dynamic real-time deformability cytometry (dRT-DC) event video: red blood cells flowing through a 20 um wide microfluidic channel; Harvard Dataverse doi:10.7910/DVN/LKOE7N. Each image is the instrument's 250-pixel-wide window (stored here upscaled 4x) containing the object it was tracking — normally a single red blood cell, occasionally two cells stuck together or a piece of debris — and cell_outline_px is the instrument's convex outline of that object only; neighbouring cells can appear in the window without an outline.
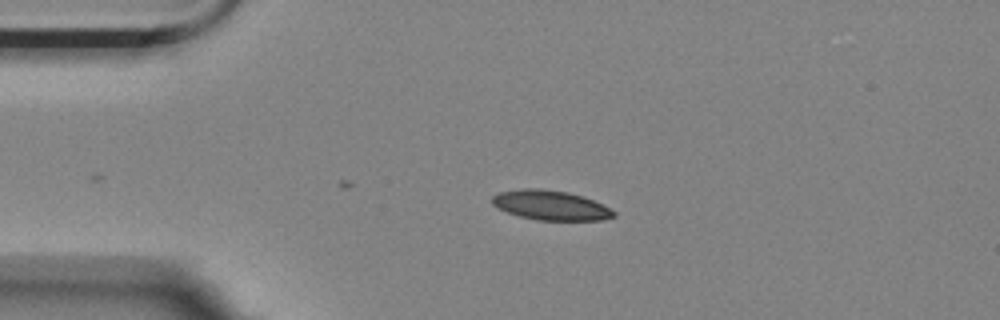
{"species": "Egyptian fruit bat (a non-hibernating species)", "species_latin": "Rousettus aegyptiacus", "temperature_condition": "room temperature", "stored_images_in_passage": 9, "camera_frame_rate_fps": 3000, "um_per_image_px": 0.085, "animal": {"sex": "female"}, "frame": {"image": 1, "passage_image": 1, "time_ms": 0.0, "image_size_px": [1000, 320], "cell_outline_px": [[616, 216], [604, 220], [536, 220], [520, 216], [508, 212], [492, 204], [492, 196], [500, 192], [524, 188], [540, 188], [568, 192], [592, 200], [616, 212]], "centroid_in_image_um": [46.8, 17.45], "position_along_channel_um": 38.2, "area_um2": 20.75}}